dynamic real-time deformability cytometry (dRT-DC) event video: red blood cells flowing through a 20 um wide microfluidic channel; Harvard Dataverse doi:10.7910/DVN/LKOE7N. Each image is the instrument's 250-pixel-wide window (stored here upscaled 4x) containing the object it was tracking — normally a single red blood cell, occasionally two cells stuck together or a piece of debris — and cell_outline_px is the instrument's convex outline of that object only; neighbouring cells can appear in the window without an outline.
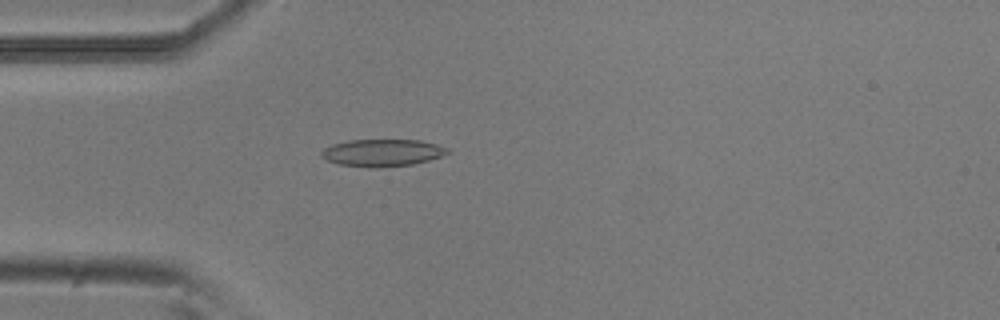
{"species": "common noctule bat (a hibernating species)", "species_latin": "Nyctalus noctula", "temperature_condition": "room temperature", "stored_images_in_passage": 53, "camera_frame_rate_fps": 3000, "um_per_image_px": 0.085, "animal": {"sex": "male", "body_mass_g": 20.5, "forearm_length_mm": 52.5}, "frame": {"image": 1, "passage_image": 15, "time_ms": 4.667, "image_size_px": [1000, 320], "cell_outline_px": [[452, 152], [428, 160], [412, 164], [376, 168], [372, 168], [336, 164], [320, 156], [320, 152], [324, 148], [332, 144], [348, 140], [420, 140], [436, 144], [448, 148]], "centroid_in_image_um": [32.47, 12.98], "position_along_channel_um": 52.5, "area_um2": 20.06}}
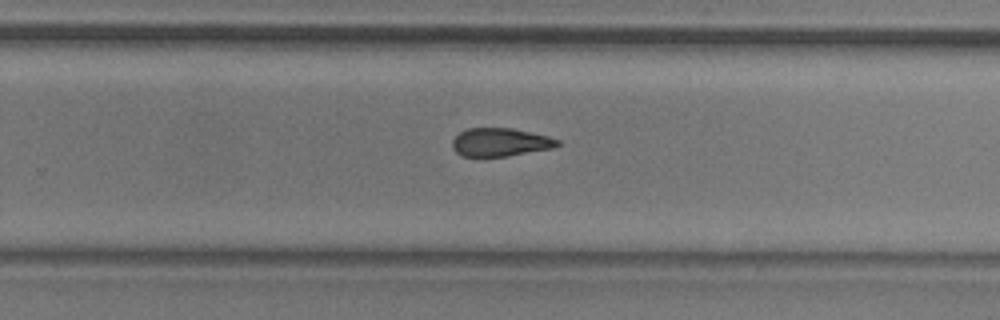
{"frame": {"image": 2, "passage_image": 34, "time_ms": 11.0, "image_size_px": [1000, 320], "cell_outline_px": [[560, 144], [556, 148], [508, 156], [460, 156], [452, 148], [452, 140], [460, 132], [468, 128], [512, 128], [548, 136], [560, 140]], "centroid_in_image_um": [42.55, 12.09], "position_along_channel_um": 287.3, "area_um2": 17.46}}
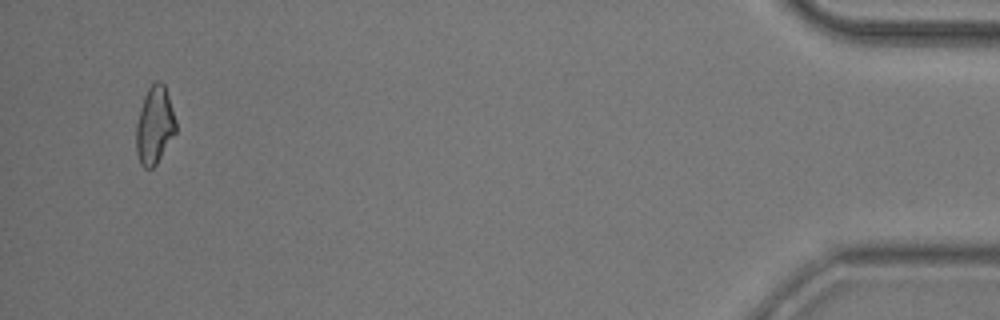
{"frame": {"image": 3, "passage_image": 51, "time_ms": 16.667, "image_size_px": [1000, 320], "cell_outline_px": [[176, 132], [156, 164], [152, 168], [144, 168], [140, 164], [136, 152], [136, 124], [140, 108], [144, 96], [148, 88], [156, 80], [160, 80], [164, 84], [176, 120]], "centroid_in_image_um": [13.13, 10.65], "position_along_channel_um": 422.1, "area_um2": 17.92}, "authors_computed_cell_mechanics": {"area_um2": 18.496, "velocity_mm_per_s": 3.8115, "shape_relaxation_time_tau1_ms": null, "shape_relaxation_time_tau2_ms": 3.6706, "deformation_change_tau1": null, "deformation_change_tau2": 0.1183}}